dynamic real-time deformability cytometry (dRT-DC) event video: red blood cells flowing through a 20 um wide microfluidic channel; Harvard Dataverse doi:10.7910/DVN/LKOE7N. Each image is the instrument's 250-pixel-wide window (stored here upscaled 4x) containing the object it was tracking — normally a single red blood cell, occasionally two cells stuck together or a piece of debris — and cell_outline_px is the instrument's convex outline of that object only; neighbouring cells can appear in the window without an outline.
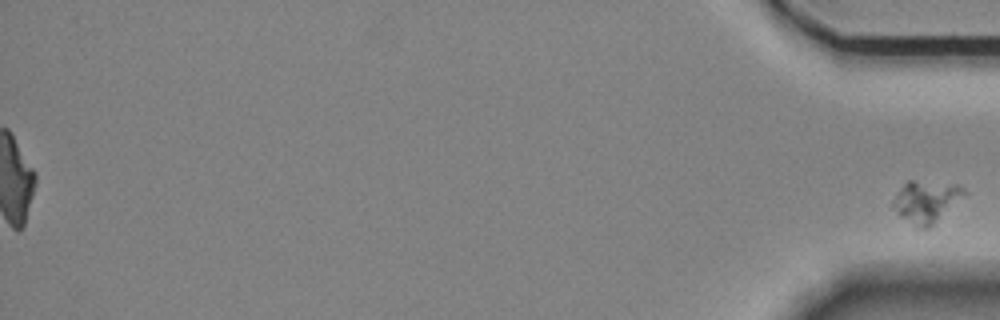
{"species": "Egyptian fruit bat (a non-hibernating species)", "species_latin": "Rousettus aegyptiacus", "temperature_condition": "room temperature", "stored_images_in_passage": 57, "segment_of_instrument_passage": [2, 2], "camera_frame_rate_fps": 3000, "um_per_image_px": 0.085, "animal": {"sex": "female"}, "frame": {"image": 1, "passage_image": 57, "time_ms": 18.667, "image_size_px": [1000, 320], "cell_outline_px": [[968, 192], [964, 196], [928, 228], [924, 228], [900, 216], [896, 212], [892, 204], [892, 200], [900, 188], [908, 180], [912, 180], [956, 184], [964, 188]], "centroid_in_image_um": [78.73, 17.08], "position_along_channel_um": 356.5, "area_um2": 16.88}}